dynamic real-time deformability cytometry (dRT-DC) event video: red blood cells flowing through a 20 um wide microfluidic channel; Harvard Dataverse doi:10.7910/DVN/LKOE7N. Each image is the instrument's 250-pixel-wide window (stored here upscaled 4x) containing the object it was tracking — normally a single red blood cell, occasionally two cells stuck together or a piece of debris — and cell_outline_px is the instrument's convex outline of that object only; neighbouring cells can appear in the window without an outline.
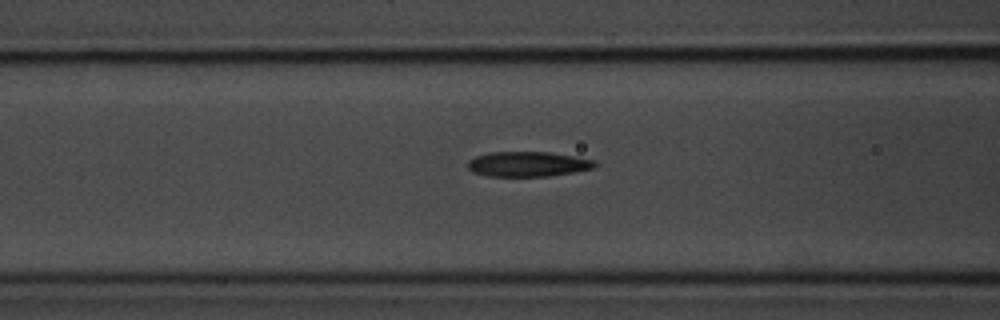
{"species": "common noctule bat (a hibernating species)", "species_latin": "Nyctalus noctula", "temperature_condition": "room temperature", "stored_images_in_passage": 7, "segment_of_instrument_passage": [2, 2], "camera_frame_rate_fps": 3000, "um_per_image_px": 0.085, "animal": {"sex": "male", "body_mass_g": 20.1, "forearm_length_mm": 53.5}, "frame": {"image": 1, "passage_image": 7, "time_ms": 7.667, "image_size_px": [1000, 320], "cell_outline_px": [[596, 164], [592, 168], [572, 172], [548, 176], [488, 176], [472, 172], [468, 168], [468, 160], [476, 156], [488, 152], [548, 152], [596, 160]], "centroid_in_image_um": [44.82, 13.94], "position_along_channel_um": 121.8, "area_um2": 18.38}}